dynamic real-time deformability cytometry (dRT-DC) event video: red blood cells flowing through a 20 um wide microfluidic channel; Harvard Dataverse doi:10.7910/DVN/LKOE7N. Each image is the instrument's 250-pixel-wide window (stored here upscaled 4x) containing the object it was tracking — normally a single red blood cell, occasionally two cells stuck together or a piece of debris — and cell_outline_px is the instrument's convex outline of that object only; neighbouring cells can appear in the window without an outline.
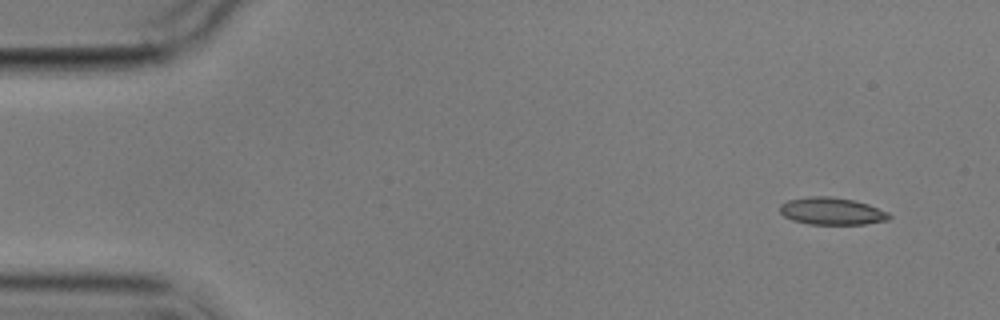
{"species": "common noctule bat (a hibernating species)", "species_latin": "Nyctalus noctula", "temperature_condition": "cold", "stored_images_in_passage": 7, "camera_frame_rate_fps": 3000, "um_per_image_px": 0.085, "animal": {"sex": "male", "body_mass_g": 17.9}, "frame": {"image": 1, "passage_image": 1, "time_ms": 0.0, "image_size_px": [1000, 320], "cell_outline_px": [[892, 216], [888, 220], [864, 224], [808, 224], [792, 220], [784, 216], [780, 212], [780, 204], [788, 200], [808, 196], [832, 196], [852, 200], [868, 204], [888, 212]], "centroid_in_image_um": [70.69, 17.94], "position_along_channel_um": 14.3, "area_um2": 17.4}}
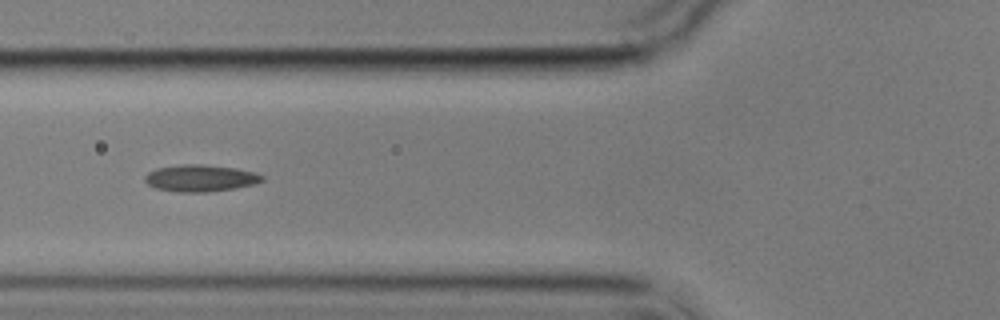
{"frame": {"image": 2, "passage_image": 6, "time_ms": 5.667, "image_size_px": [1000, 320], "cell_outline_px": [[264, 180], [256, 184], [236, 188], [204, 192], [180, 192], [156, 188], [148, 184], [144, 180], [144, 176], [148, 172], [156, 168], [184, 164], [200, 164], [236, 168], [256, 172], [264, 176]], "centroid_in_image_um": [17.06, 15.14], "position_along_channel_um": 108.7, "area_um2": 18.38}}
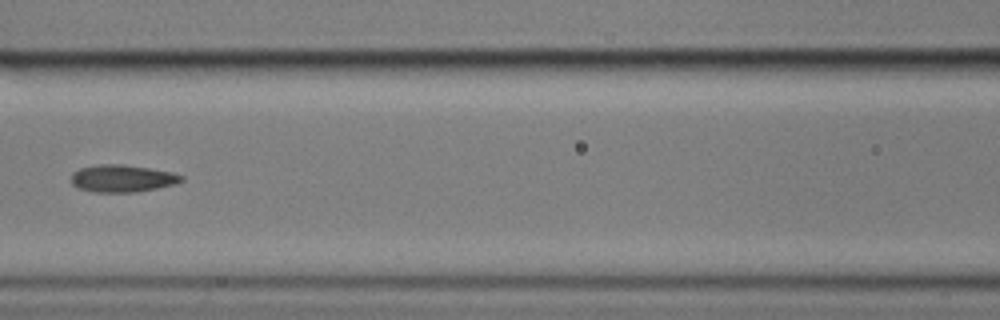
{"frame": {"image": 3, "passage_image": 7, "time_ms": 7.0, "image_size_px": [1000, 320], "cell_outline_px": [[184, 180], [176, 184], [136, 192], [96, 192], [76, 188], [72, 184], [72, 172], [80, 168], [100, 164], [120, 164], [148, 168], [172, 172], [184, 176]], "centroid_in_image_um": [10.39, 15.17], "position_along_channel_um": 156.2, "area_um2": 17.51}}